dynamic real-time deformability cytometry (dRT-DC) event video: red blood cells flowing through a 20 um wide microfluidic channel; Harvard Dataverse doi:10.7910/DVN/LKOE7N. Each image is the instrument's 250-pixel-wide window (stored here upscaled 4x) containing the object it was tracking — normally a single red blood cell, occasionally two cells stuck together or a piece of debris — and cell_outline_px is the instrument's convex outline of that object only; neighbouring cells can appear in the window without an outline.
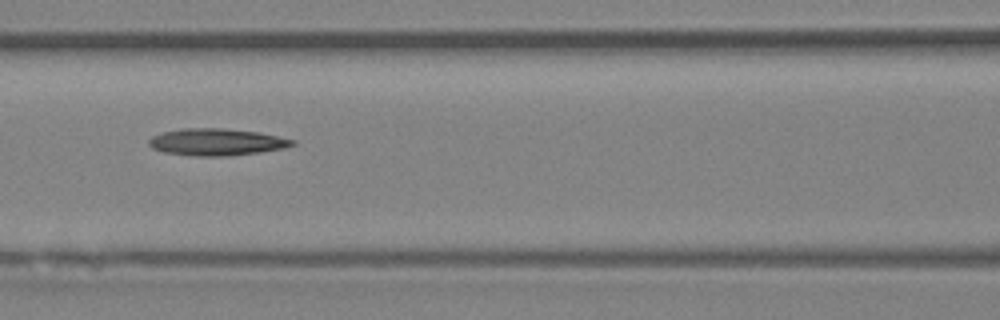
{"species": "Egyptian fruit bat (a non-hibernating species)", "species_latin": "Rousettus aegyptiacus", "temperature_condition": "room temperature", "stored_images_in_passage": 9, "camera_frame_rate_fps": 3000, "um_per_image_px": 0.085, "animal": {"sex": "female"}, "frame": {"image": 1, "passage_image": 7, "time_ms": 6.667, "image_size_px": [1000, 320], "cell_outline_px": [[296, 144], [284, 148], [260, 152], [228, 156], [196, 156], [164, 152], [152, 148], [148, 144], [148, 140], [152, 136], [164, 132], [184, 128], [220, 128], [256, 132], [296, 140]], "centroid_in_image_um": [18.4, 12.08], "position_along_channel_um": 148.2, "area_um2": 22.37}}
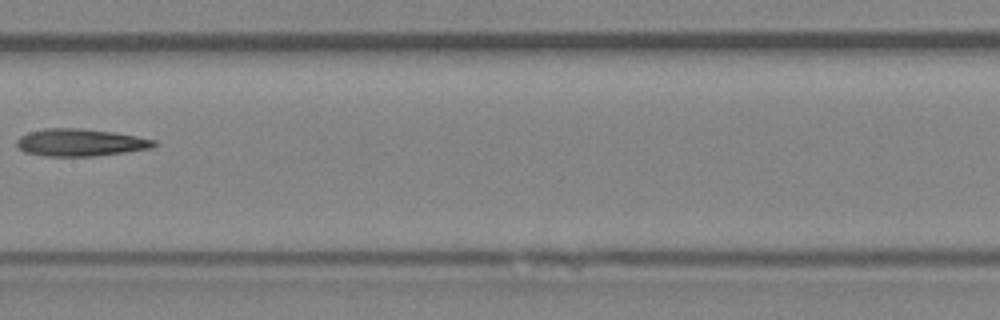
{"frame": {"image": 2, "passage_image": 8, "time_ms": 8.0, "image_size_px": [1000, 320], "cell_outline_px": [[156, 144], [152, 148], [96, 156], [44, 156], [24, 152], [16, 144], [16, 140], [20, 136], [28, 132], [44, 128], [80, 128], [116, 132], [156, 140]], "centroid_in_image_um": [6.81, 12.11], "position_along_channel_um": 200.6, "area_um2": 21.96}}